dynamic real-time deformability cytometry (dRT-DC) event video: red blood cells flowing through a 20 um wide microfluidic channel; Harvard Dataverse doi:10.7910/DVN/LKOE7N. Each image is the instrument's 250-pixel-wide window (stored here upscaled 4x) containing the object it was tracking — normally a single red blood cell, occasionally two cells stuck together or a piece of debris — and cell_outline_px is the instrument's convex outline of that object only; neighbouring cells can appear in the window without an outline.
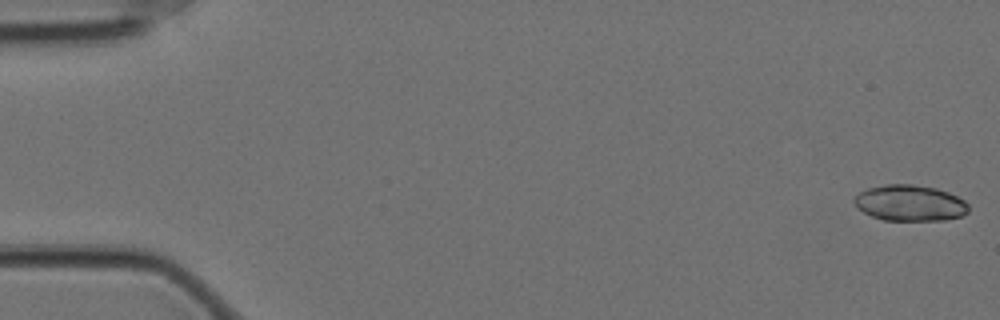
{"species": "Egyptian fruit bat (a non-hibernating species)", "species_latin": "Rousettus aegyptiacus", "temperature_condition": "cold", "stored_images_in_passage": 10, "camera_frame_rate_fps": 3000, "um_per_image_px": 0.085, "animal": {"sex": "female"}, "frame": {"image": 1, "passage_image": 1, "time_ms": 0.0, "image_size_px": [1000, 320], "cell_outline_px": [[968, 212], [960, 216], [944, 220], [884, 220], [872, 216], [856, 208], [852, 200], [860, 192], [868, 188], [888, 184], [912, 184], [936, 188], [948, 192], [964, 200], [968, 204]], "centroid_in_image_um": [77.33, 17.25], "position_along_channel_um": 7.7, "area_um2": 23.93}}